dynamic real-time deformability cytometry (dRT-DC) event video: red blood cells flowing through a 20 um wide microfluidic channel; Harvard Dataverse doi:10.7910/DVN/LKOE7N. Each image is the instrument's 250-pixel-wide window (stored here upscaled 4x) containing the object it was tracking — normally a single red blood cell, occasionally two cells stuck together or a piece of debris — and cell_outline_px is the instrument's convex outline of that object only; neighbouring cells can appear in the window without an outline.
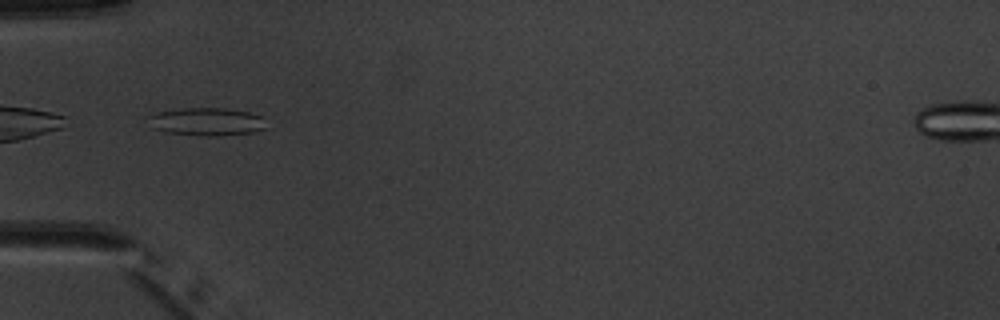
{"species": "common noctule bat (a hibernating species)", "species_latin": "Nyctalus noctula", "temperature_condition": "warm", "stored_images_in_passage": 7, "camera_frame_rate_fps": 3000, "um_per_image_px": 0.085, "animal": {"sex": "male", "body_mass_g": 20.1, "forearm_length_mm": 53.5}, "frame": {"image": 1, "passage_image": 5, "time_ms": 5.667, "image_size_px": [1000, 320], "cell_outline_px": [[268, 128], [256, 132], [220, 136], [200, 136], [164, 132], [152, 128], [144, 116], [156, 112], [180, 108], [224, 108], [248, 112], [264, 116]], "centroid_in_image_um": [17.56, 10.35], "position_along_channel_um": 67.4, "area_um2": 19.88}}
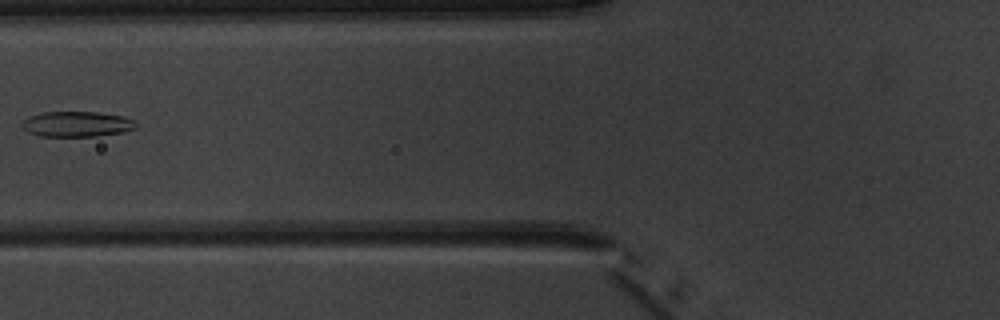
{"frame": {"image": 2, "passage_image": 6, "time_ms": 7.0, "image_size_px": [1000, 320], "cell_outline_px": [[136, 128], [124, 132], [100, 136], [40, 136], [28, 132], [20, 124], [28, 116], [40, 112], [96, 112], [124, 116], [136, 120]], "centroid_in_image_um": [6.55, 10.54], "position_along_channel_um": 119.3, "area_um2": 17.05}}
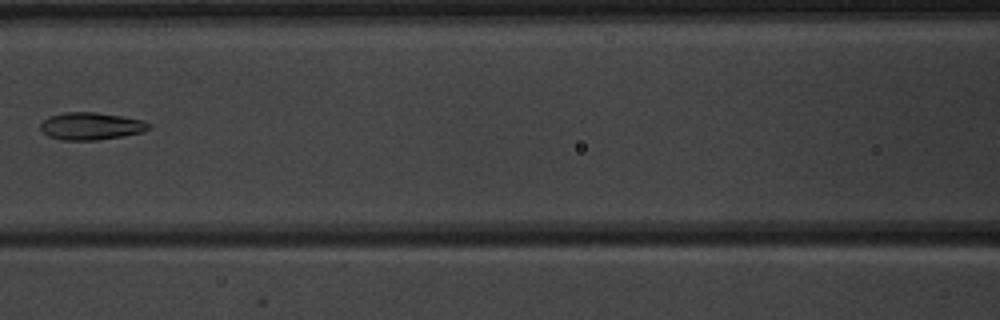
{"frame": {"image": 3, "passage_image": 7, "time_ms": 8.0, "image_size_px": [1000, 320], "cell_outline_px": [[152, 128], [144, 132], [96, 140], [60, 140], [48, 136], [40, 128], [40, 124], [48, 116], [64, 112], [96, 112], [144, 120], [152, 124]], "centroid_in_image_um": [7.75, 10.71], "position_along_channel_um": 158.8, "area_um2": 17.4}}